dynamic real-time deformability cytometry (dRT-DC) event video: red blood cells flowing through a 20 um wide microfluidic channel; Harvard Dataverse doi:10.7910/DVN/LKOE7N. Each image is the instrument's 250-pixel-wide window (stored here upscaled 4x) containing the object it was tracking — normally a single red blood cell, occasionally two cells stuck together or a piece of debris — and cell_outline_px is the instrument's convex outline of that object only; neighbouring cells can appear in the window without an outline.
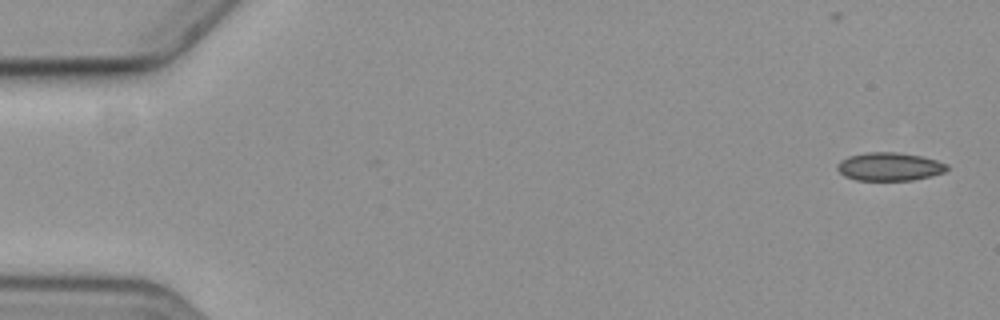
{"species": "common noctule bat (a hibernating species)", "species_latin": "Nyctalus noctula", "temperature_condition": "cold", "stored_images_in_passage": 6, "camera_frame_rate_fps": 3000, "um_per_image_px": 0.085, "animal": {"sex": "female", "body_mass_g": 19.3, "forearm_length_mm": 54.1}, "frame": {"image": 1, "passage_image": 1, "time_ms": 0.0, "image_size_px": [1000, 320], "cell_outline_px": [[948, 168], [944, 172], [932, 176], [912, 180], [856, 180], [844, 176], [836, 168], [836, 164], [840, 160], [848, 156], [864, 152], [896, 152], [924, 156], [948, 164]], "centroid_in_image_um": [75.59, 14.15], "position_along_channel_um": 9.4, "area_um2": 18.26}}